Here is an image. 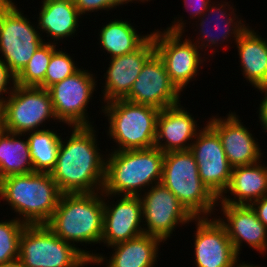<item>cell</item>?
I'll return each instance as SVG.
<instances>
[{"mask_svg": "<svg viewBox=\"0 0 267 267\" xmlns=\"http://www.w3.org/2000/svg\"><path fill=\"white\" fill-rule=\"evenodd\" d=\"M95 132L93 125L74 126L68 140L61 138L56 165L50 175L62 193L102 191L106 158L99 152Z\"/></svg>", "mask_w": 267, "mask_h": 267, "instance_id": "cell-1", "label": "cell"}, {"mask_svg": "<svg viewBox=\"0 0 267 267\" xmlns=\"http://www.w3.org/2000/svg\"><path fill=\"white\" fill-rule=\"evenodd\" d=\"M110 153L108 157L105 156V181L102 189L108 199H113L116 195L139 196L142 191L145 192L161 182L165 153L155 146L145 149L112 150Z\"/></svg>", "mask_w": 267, "mask_h": 267, "instance_id": "cell-2", "label": "cell"}, {"mask_svg": "<svg viewBox=\"0 0 267 267\" xmlns=\"http://www.w3.org/2000/svg\"><path fill=\"white\" fill-rule=\"evenodd\" d=\"M61 195L50 173L10 175L0 180V199L18 214L17 220L27 225L46 224Z\"/></svg>", "mask_w": 267, "mask_h": 267, "instance_id": "cell-3", "label": "cell"}, {"mask_svg": "<svg viewBox=\"0 0 267 267\" xmlns=\"http://www.w3.org/2000/svg\"><path fill=\"white\" fill-rule=\"evenodd\" d=\"M99 193V194H98ZM103 192L62 193L57 208L46 225L62 240L101 243L103 234Z\"/></svg>", "mask_w": 267, "mask_h": 267, "instance_id": "cell-4", "label": "cell"}, {"mask_svg": "<svg viewBox=\"0 0 267 267\" xmlns=\"http://www.w3.org/2000/svg\"><path fill=\"white\" fill-rule=\"evenodd\" d=\"M161 183L193 217H211L213 210H217L218 198L200 179L198 164L190 150L164 154Z\"/></svg>", "mask_w": 267, "mask_h": 267, "instance_id": "cell-5", "label": "cell"}, {"mask_svg": "<svg viewBox=\"0 0 267 267\" xmlns=\"http://www.w3.org/2000/svg\"><path fill=\"white\" fill-rule=\"evenodd\" d=\"M102 112L108 116L107 135L118 146L114 151L155 146L158 108L117 99L103 105Z\"/></svg>", "mask_w": 267, "mask_h": 267, "instance_id": "cell-6", "label": "cell"}, {"mask_svg": "<svg viewBox=\"0 0 267 267\" xmlns=\"http://www.w3.org/2000/svg\"><path fill=\"white\" fill-rule=\"evenodd\" d=\"M95 254L59 238L46 224L26 225L19 240L24 267H83Z\"/></svg>", "mask_w": 267, "mask_h": 267, "instance_id": "cell-7", "label": "cell"}, {"mask_svg": "<svg viewBox=\"0 0 267 267\" xmlns=\"http://www.w3.org/2000/svg\"><path fill=\"white\" fill-rule=\"evenodd\" d=\"M14 4L0 0V59L16 77L45 39Z\"/></svg>", "mask_w": 267, "mask_h": 267, "instance_id": "cell-8", "label": "cell"}, {"mask_svg": "<svg viewBox=\"0 0 267 267\" xmlns=\"http://www.w3.org/2000/svg\"><path fill=\"white\" fill-rule=\"evenodd\" d=\"M183 18L174 19L166 30L151 32L154 40L155 52L162 59L170 81L183 92L185 86L192 81L206 57L202 58L198 46L189 37L182 41L184 32ZM202 58V59H201ZM204 60V61H203Z\"/></svg>", "mask_w": 267, "mask_h": 267, "instance_id": "cell-9", "label": "cell"}, {"mask_svg": "<svg viewBox=\"0 0 267 267\" xmlns=\"http://www.w3.org/2000/svg\"><path fill=\"white\" fill-rule=\"evenodd\" d=\"M8 94L1 100L5 131L26 134L44 130L38 127L46 120H57L48 89L15 84Z\"/></svg>", "mask_w": 267, "mask_h": 267, "instance_id": "cell-10", "label": "cell"}, {"mask_svg": "<svg viewBox=\"0 0 267 267\" xmlns=\"http://www.w3.org/2000/svg\"><path fill=\"white\" fill-rule=\"evenodd\" d=\"M93 76L88 70L80 68L72 76L48 88L58 122L68 127L92 126L86 108L96 91L97 81Z\"/></svg>", "mask_w": 267, "mask_h": 267, "instance_id": "cell-11", "label": "cell"}, {"mask_svg": "<svg viewBox=\"0 0 267 267\" xmlns=\"http://www.w3.org/2000/svg\"><path fill=\"white\" fill-rule=\"evenodd\" d=\"M147 190L140 195L144 234L156 236L164 243L177 225L189 224L194 217L161 182Z\"/></svg>", "mask_w": 267, "mask_h": 267, "instance_id": "cell-12", "label": "cell"}, {"mask_svg": "<svg viewBox=\"0 0 267 267\" xmlns=\"http://www.w3.org/2000/svg\"><path fill=\"white\" fill-rule=\"evenodd\" d=\"M189 150L198 164L200 179L219 199L230 184L232 167L218 133L206 122Z\"/></svg>", "mask_w": 267, "mask_h": 267, "instance_id": "cell-13", "label": "cell"}, {"mask_svg": "<svg viewBox=\"0 0 267 267\" xmlns=\"http://www.w3.org/2000/svg\"><path fill=\"white\" fill-rule=\"evenodd\" d=\"M212 219L194 217L191 220L196 222L194 263L196 267H236L240 259L227 230L217 217Z\"/></svg>", "mask_w": 267, "mask_h": 267, "instance_id": "cell-14", "label": "cell"}, {"mask_svg": "<svg viewBox=\"0 0 267 267\" xmlns=\"http://www.w3.org/2000/svg\"><path fill=\"white\" fill-rule=\"evenodd\" d=\"M180 93L170 81L162 59L155 52L144 63L129 94L124 99L162 110L180 103Z\"/></svg>", "mask_w": 267, "mask_h": 267, "instance_id": "cell-15", "label": "cell"}, {"mask_svg": "<svg viewBox=\"0 0 267 267\" xmlns=\"http://www.w3.org/2000/svg\"><path fill=\"white\" fill-rule=\"evenodd\" d=\"M118 197H121L116 201L118 203L112 204V201L110 203L103 193L104 221L101 243L104 242L108 247L144 233L140 195Z\"/></svg>", "mask_w": 267, "mask_h": 267, "instance_id": "cell-16", "label": "cell"}, {"mask_svg": "<svg viewBox=\"0 0 267 267\" xmlns=\"http://www.w3.org/2000/svg\"><path fill=\"white\" fill-rule=\"evenodd\" d=\"M207 123L218 133L227 160L232 168L256 163L263 156L252 133L243 126L238 115L229 112L226 118L210 117Z\"/></svg>", "mask_w": 267, "mask_h": 267, "instance_id": "cell-17", "label": "cell"}, {"mask_svg": "<svg viewBox=\"0 0 267 267\" xmlns=\"http://www.w3.org/2000/svg\"><path fill=\"white\" fill-rule=\"evenodd\" d=\"M154 53V40L150 36L134 52L111 58L106 74H104L106 79L102 90L104 103L124 99L129 94L144 63Z\"/></svg>", "mask_w": 267, "mask_h": 267, "instance_id": "cell-18", "label": "cell"}, {"mask_svg": "<svg viewBox=\"0 0 267 267\" xmlns=\"http://www.w3.org/2000/svg\"><path fill=\"white\" fill-rule=\"evenodd\" d=\"M223 218L218 220L225 226L234 250L239 256L244 241L259 253L267 251V228L258 219L250 205L219 204ZM261 251V252H260Z\"/></svg>", "mask_w": 267, "mask_h": 267, "instance_id": "cell-19", "label": "cell"}, {"mask_svg": "<svg viewBox=\"0 0 267 267\" xmlns=\"http://www.w3.org/2000/svg\"><path fill=\"white\" fill-rule=\"evenodd\" d=\"M185 110L181 103L160 110L157 118L155 147L163 153L189 150L199 133L197 121Z\"/></svg>", "mask_w": 267, "mask_h": 267, "instance_id": "cell-20", "label": "cell"}, {"mask_svg": "<svg viewBox=\"0 0 267 267\" xmlns=\"http://www.w3.org/2000/svg\"><path fill=\"white\" fill-rule=\"evenodd\" d=\"M214 4H215V2H211L208 5L207 11L199 19H197L198 22L200 20V23H197V24H199V26H200L199 27L200 28L199 33L200 32L201 33L199 34L198 40H196V42H194V43L199 47L200 50L205 49V48H211L212 49L213 46L214 47L221 46L220 45L221 42L223 44V42L225 40L230 41V39H232V38H234L233 40H235V42H237L238 39L240 38V36L249 28L248 26H246V24L243 22V20H241L239 18V16L236 15V13H235L236 9L233 8V5H229V3L226 1H224V2L222 1L219 4H215V5ZM226 7H228V9ZM230 10H232V11H230ZM227 12H229V13H227ZM213 16H214V19L213 20L210 19V17L213 18ZM208 20H210V21H208ZM209 24H211L210 26L212 27V29L207 30L206 28H208ZM222 25L224 27L221 28ZM211 27H209V28H211ZM214 27H215V29L220 31L218 34H215L217 30L216 31L214 30L215 33L213 32ZM228 38H230V39L228 40ZM200 41H201V43H200Z\"/></svg>", "mask_w": 267, "mask_h": 267, "instance_id": "cell-21", "label": "cell"}, {"mask_svg": "<svg viewBox=\"0 0 267 267\" xmlns=\"http://www.w3.org/2000/svg\"><path fill=\"white\" fill-rule=\"evenodd\" d=\"M260 162L262 161L232 168L230 184L218 199V204L251 205L266 196L267 166L262 165ZM226 193L233 194V199Z\"/></svg>", "mask_w": 267, "mask_h": 267, "instance_id": "cell-22", "label": "cell"}, {"mask_svg": "<svg viewBox=\"0 0 267 267\" xmlns=\"http://www.w3.org/2000/svg\"><path fill=\"white\" fill-rule=\"evenodd\" d=\"M163 241L152 235L142 234L128 241L119 242L111 245L115 252L107 258L103 254H96L92 261L94 264H100L106 259V267H155L158 257V249Z\"/></svg>", "mask_w": 267, "mask_h": 267, "instance_id": "cell-23", "label": "cell"}, {"mask_svg": "<svg viewBox=\"0 0 267 267\" xmlns=\"http://www.w3.org/2000/svg\"><path fill=\"white\" fill-rule=\"evenodd\" d=\"M39 12L38 29L55 41L73 37L79 27L81 14L73 0H43Z\"/></svg>", "mask_w": 267, "mask_h": 267, "instance_id": "cell-24", "label": "cell"}, {"mask_svg": "<svg viewBox=\"0 0 267 267\" xmlns=\"http://www.w3.org/2000/svg\"><path fill=\"white\" fill-rule=\"evenodd\" d=\"M243 77L255 89L267 87V39L249 28L236 42Z\"/></svg>", "mask_w": 267, "mask_h": 267, "instance_id": "cell-25", "label": "cell"}, {"mask_svg": "<svg viewBox=\"0 0 267 267\" xmlns=\"http://www.w3.org/2000/svg\"><path fill=\"white\" fill-rule=\"evenodd\" d=\"M22 136L24 134L8 131L0 135V180L10 175L34 172L28 139H20Z\"/></svg>", "mask_w": 267, "mask_h": 267, "instance_id": "cell-26", "label": "cell"}, {"mask_svg": "<svg viewBox=\"0 0 267 267\" xmlns=\"http://www.w3.org/2000/svg\"><path fill=\"white\" fill-rule=\"evenodd\" d=\"M150 36L151 32L141 36L128 21L115 19L102 26L98 38L103 50L113 58L134 52Z\"/></svg>", "mask_w": 267, "mask_h": 267, "instance_id": "cell-27", "label": "cell"}, {"mask_svg": "<svg viewBox=\"0 0 267 267\" xmlns=\"http://www.w3.org/2000/svg\"><path fill=\"white\" fill-rule=\"evenodd\" d=\"M28 133L26 134L34 172L50 173L56 165L61 136L47 128Z\"/></svg>", "mask_w": 267, "mask_h": 267, "instance_id": "cell-28", "label": "cell"}, {"mask_svg": "<svg viewBox=\"0 0 267 267\" xmlns=\"http://www.w3.org/2000/svg\"><path fill=\"white\" fill-rule=\"evenodd\" d=\"M57 50L50 40L44 42L32 55L27 65L15 77V84L23 87L44 88V78L52 54Z\"/></svg>", "mask_w": 267, "mask_h": 267, "instance_id": "cell-29", "label": "cell"}, {"mask_svg": "<svg viewBox=\"0 0 267 267\" xmlns=\"http://www.w3.org/2000/svg\"><path fill=\"white\" fill-rule=\"evenodd\" d=\"M26 225L16 218L0 222V264L19 258V240Z\"/></svg>", "mask_w": 267, "mask_h": 267, "instance_id": "cell-30", "label": "cell"}, {"mask_svg": "<svg viewBox=\"0 0 267 267\" xmlns=\"http://www.w3.org/2000/svg\"><path fill=\"white\" fill-rule=\"evenodd\" d=\"M79 69L70 54L68 55L62 49H57L52 54L46 70L44 89H48L53 84L72 76Z\"/></svg>", "mask_w": 267, "mask_h": 267, "instance_id": "cell-31", "label": "cell"}, {"mask_svg": "<svg viewBox=\"0 0 267 267\" xmlns=\"http://www.w3.org/2000/svg\"><path fill=\"white\" fill-rule=\"evenodd\" d=\"M73 3L79 10V13L82 15H88L89 12H97L99 10H113L119 7V3L116 0H73Z\"/></svg>", "mask_w": 267, "mask_h": 267, "instance_id": "cell-32", "label": "cell"}, {"mask_svg": "<svg viewBox=\"0 0 267 267\" xmlns=\"http://www.w3.org/2000/svg\"><path fill=\"white\" fill-rule=\"evenodd\" d=\"M11 83L12 86L9 87ZM14 85L15 76L9 71L6 64L0 59V101L3 98V94H8L14 88Z\"/></svg>", "mask_w": 267, "mask_h": 267, "instance_id": "cell-33", "label": "cell"}, {"mask_svg": "<svg viewBox=\"0 0 267 267\" xmlns=\"http://www.w3.org/2000/svg\"><path fill=\"white\" fill-rule=\"evenodd\" d=\"M183 2L186 8L185 10H187V12L191 11L189 13L190 18L194 20L199 19L207 11L211 0H184Z\"/></svg>", "mask_w": 267, "mask_h": 267, "instance_id": "cell-34", "label": "cell"}, {"mask_svg": "<svg viewBox=\"0 0 267 267\" xmlns=\"http://www.w3.org/2000/svg\"><path fill=\"white\" fill-rule=\"evenodd\" d=\"M250 206L256 212L258 219L267 228V195L253 202Z\"/></svg>", "mask_w": 267, "mask_h": 267, "instance_id": "cell-35", "label": "cell"}, {"mask_svg": "<svg viewBox=\"0 0 267 267\" xmlns=\"http://www.w3.org/2000/svg\"><path fill=\"white\" fill-rule=\"evenodd\" d=\"M259 92L261 91V94L264 93V98L261 101V104H259V122H261V126L263 128V130H266L265 132H267V87H263L258 89Z\"/></svg>", "mask_w": 267, "mask_h": 267, "instance_id": "cell-36", "label": "cell"}, {"mask_svg": "<svg viewBox=\"0 0 267 267\" xmlns=\"http://www.w3.org/2000/svg\"><path fill=\"white\" fill-rule=\"evenodd\" d=\"M0 267H24L22 262L19 259H15L13 261L0 264Z\"/></svg>", "mask_w": 267, "mask_h": 267, "instance_id": "cell-37", "label": "cell"}, {"mask_svg": "<svg viewBox=\"0 0 267 267\" xmlns=\"http://www.w3.org/2000/svg\"><path fill=\"white\" fill-rule=\"evenodd\" d=\"M4 131H5V126H4L3 105H2V102L0 101V135Z\"/></svg>", "mask_w": 267, "mask_h": 267, "instance_id": "cell-38", "label": "cell"}, {"mask_svg": "<svg viewBox=\"0 0 267 267\" xmlns=\"http://www.w3.org/2000/svg\"><path fill=\"white\" fill-rule=\"evenodd\" d=\"M236 267H264V266H257L255 264H249L248 262L246 264L245 261H244V262L239 263V264L237 263Z\"/></svg>", "mask_w": 267, "mask_h": 267, "instance_id": "cell-39", "label": "cell"}, {"mask_svg": "<svg viewBox=\"0 0 267 267\" xmlns=\"http://www.w3.org/2000/svg\"><path fill=\"white\" fill-rule=\"evenodd\" d=\"M120 5H123V4H127L128 2H133V1H141L143 3H145V1H149V0H116Z\"/></svg>", "mask_w": 267, "mask_h": 267, "instance_id": "cell-40", "label": "cell"}]
</instances>
